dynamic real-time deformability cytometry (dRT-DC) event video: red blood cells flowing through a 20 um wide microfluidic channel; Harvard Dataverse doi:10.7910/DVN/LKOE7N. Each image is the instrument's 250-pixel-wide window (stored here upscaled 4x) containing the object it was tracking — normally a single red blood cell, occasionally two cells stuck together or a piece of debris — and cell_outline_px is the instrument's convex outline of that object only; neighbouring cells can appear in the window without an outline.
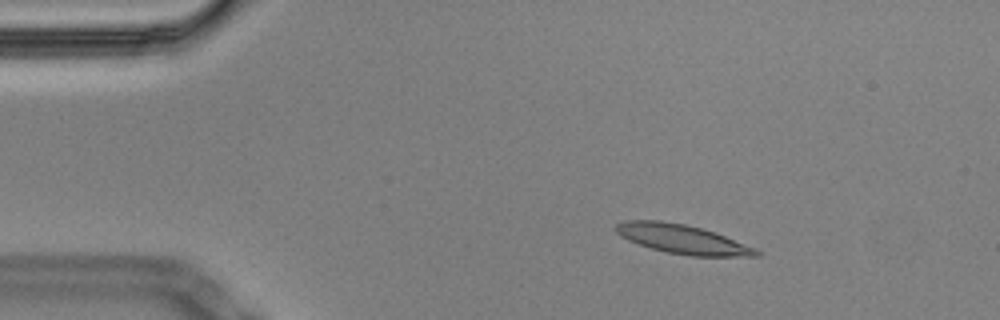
{"species": "Egyptian fruit bat (a non-hibernating species)", "species_latin": "Rousettus aegyptiacus", "temperature_condition": "cold", "stored_images_in_passage": 50, "camera_frame_rate_fps": 3000, "um_per_image_px": 0.085, "animal": {"sex": "male"}, "frame": {"image": 1, "passage_image": 1, "time_ms": 0.0, "image_size_px": [1000, 320], "cell_outline_px": [[760, 256], [688, 256], [668, 252], [652, 248], [628, 240], [620, 236], [616, 232], [616, 224], [628, 220], [660, 220], [684, 224], [700, 228], [724, 236], [756, 248], [760, 252]], "centroid_in_image_um": [57.99, 20.33], "position_along_channel_um": 27.0, "area_um2": 23.47}}
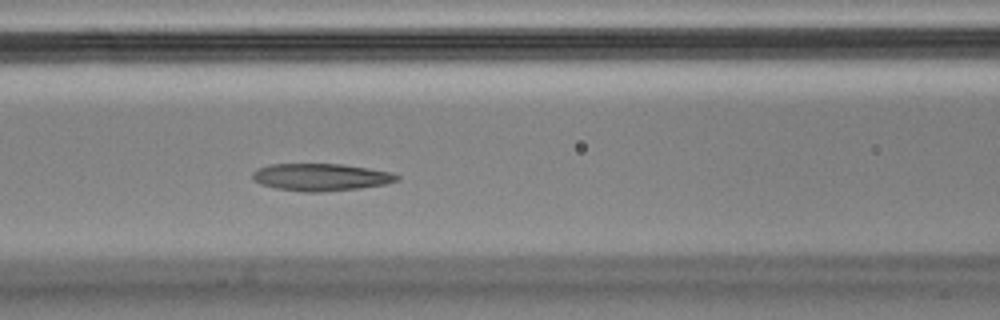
{"frame": {"image": 2, "passage_image": 16, "time_ms": 5.0, "image_size_px": [1000, 320], "cell_outline_px": [[400, 180], [384, 184], [360, 188], [320, 192], [304, 192], [276, 188], [260, 184], [252, 176], [252, 172], [256, 168], [268, 164], [340, 164], [368, 168], [392, 172], [400, 176]], "centroid_in_image_um": [27.27, 15.05], "position_along_channel_um": 139.3, "area_um2": 23.0}}
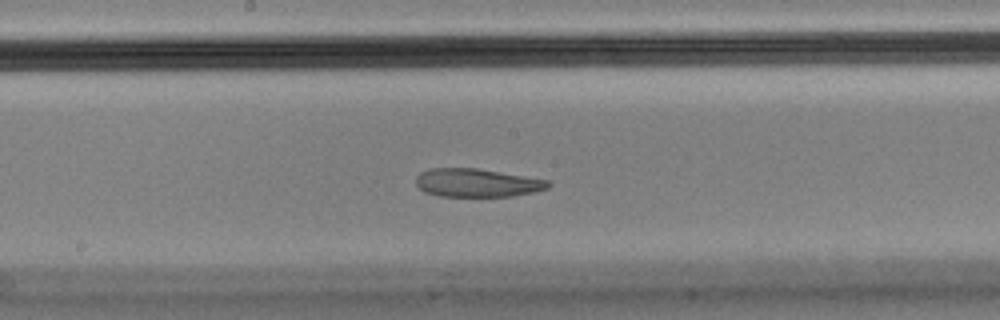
{"frame": {"image": 3, "passage_image": 22, "time_ms": 7.0, "image_size_px": [1000, 320], "cell_outline_px": [[552, 184], [548, 188], [532, 192], [512, 196], [440, 196], [424, 192], [416, 184], [416, 176], [420, 172], [428, 168], [476, 168], [548, 180]], "centroid_in_image_um": [40.51, 15.53], "position_along_channel_um": 207.7, "area_um2": 21.73}, "authors_computed_cell_mechanics": {"area_um2": 24.7673, "velocity_mm_per_s": 3.4248, "shape_relaxation_time_tau1_ms": null, "shape_relaxation_time_tau2_ms": 3.8738, "deformation_change_tau1": null, "deformation_change_tau2": 0.0685}}